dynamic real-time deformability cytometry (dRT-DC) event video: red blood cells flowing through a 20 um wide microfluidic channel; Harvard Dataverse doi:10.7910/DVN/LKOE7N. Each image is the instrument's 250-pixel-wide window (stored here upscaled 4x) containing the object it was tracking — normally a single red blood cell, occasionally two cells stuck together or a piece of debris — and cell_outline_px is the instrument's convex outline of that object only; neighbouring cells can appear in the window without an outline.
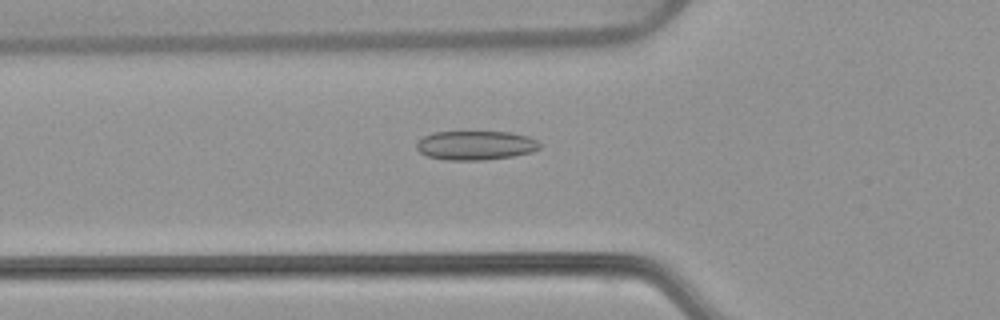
{"species": "common noctule bat (a hibernating species)", "species_latin": "Nyctalus noctula", "temperature_condition": "warm", "stored_images_in_passage": 54, "camera_frame_rate_fps": 3000, "um_per_image_px": 0.085, "animal": {"sex": "female", "body_mass_g": 22.7, "forearm_length_mm": 54.2}, "frame": {"image": 1, "passage_image": 19, "time_ms": 6.0, "image_size_px": [1000, 320], "cell_outline_px": [[540, 148], [532, 152], [512, 156], [484, 160], [444, 160], [428, 156], [420, 152], [416, 148], [416, 144], [424, 136], [432, 132], [512, 132], [528, 136], [536, 140], [540, 144]], "centroid_in_image_um": [40.43, 12.35], "position_along_channel_um": 85.4, "area_um2": 20.92}}
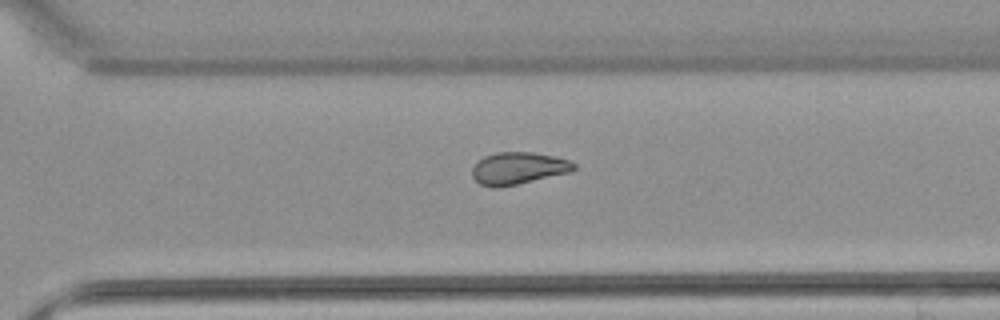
{"frame": {"image": 2, "passage_image": 38, "time_ms": 12.333, "image_size_px": [1000, 320], "cell_outline_px": [[576, 168], [572, 172], [516, 184], [496, 188], [492, 188], [480, 184], [472, 176], [472, 168], [476, 160], [484, 156], [496, 152], [532, 152], [552, 156], [568, 160], [576, 164]], "centroid_in_image_um": [44.02, 14.3], "position_along_channel_um": 326.6, "area_um2": 19.13}}
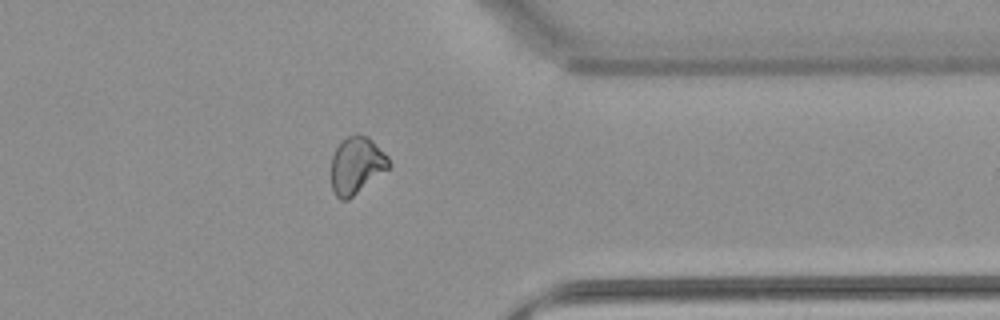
{"frame": {"image": 3, "passage_image": 43, "time_ms": 14.0, "image_size_px": [1000, 320], "cell_outline_px": [[392, 164], [388, 168], [348, 200], [340, 200], [336, 196], [332, 188], [332, 156], [336, 148], [348, 136], [356, 132], [368, 136], [388, 156]], "centroid_in_image_um": [30.31, 14.03], "position_along_channel_um": 381.1, "area_um2": 19.02}, "authors_computed_cell_mechanics": {"area_um2": 20.519, "velocity_mm_per_s": 3.8023, "shape_relaxation_time_tau1_ms": null, "shape_relaxation_time_tau2_ms": 3.1469, "deformation_change_tau1": null, "deformation_change_tau2": 0.0915}}